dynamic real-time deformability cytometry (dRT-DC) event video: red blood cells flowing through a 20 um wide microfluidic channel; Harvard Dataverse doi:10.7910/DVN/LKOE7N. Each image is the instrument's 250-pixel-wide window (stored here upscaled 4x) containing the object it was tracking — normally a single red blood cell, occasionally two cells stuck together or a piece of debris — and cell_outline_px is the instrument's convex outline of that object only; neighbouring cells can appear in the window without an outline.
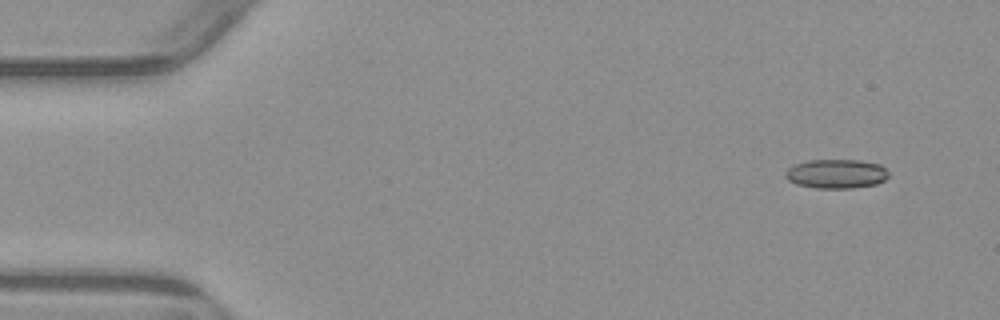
{"species": "common noctule bat (a hibernating species)", "species_latin": "Nyctalus noctula", "temperature_condition": "warm", "stored_images_in_passage": 3, "camera_frame_rate_fps": 3000, "um_per_image_px": 0.085, "animal": {"sex": "male", "body_mass_g": 23.1, "forearm_length_mm": 52.7}, "frame": {"image": 1, "passage_image": 1, "time_ms": 0.0, "image_size_px": [1000, 320], "cell_outline_px": [[888, 176], [884, 180], [876, 184], [852, 188], [816, 188], [796, 184], [788, 180], [784, 176], [784, 172], [788, 168], [796, 164], [808, 160], [860, 160], [880, 164], [888, 172]], "centroid_in_image_um": [71.07, 14.77], "position_along_channel_um": 13.9, "area_um2": 17.57}}